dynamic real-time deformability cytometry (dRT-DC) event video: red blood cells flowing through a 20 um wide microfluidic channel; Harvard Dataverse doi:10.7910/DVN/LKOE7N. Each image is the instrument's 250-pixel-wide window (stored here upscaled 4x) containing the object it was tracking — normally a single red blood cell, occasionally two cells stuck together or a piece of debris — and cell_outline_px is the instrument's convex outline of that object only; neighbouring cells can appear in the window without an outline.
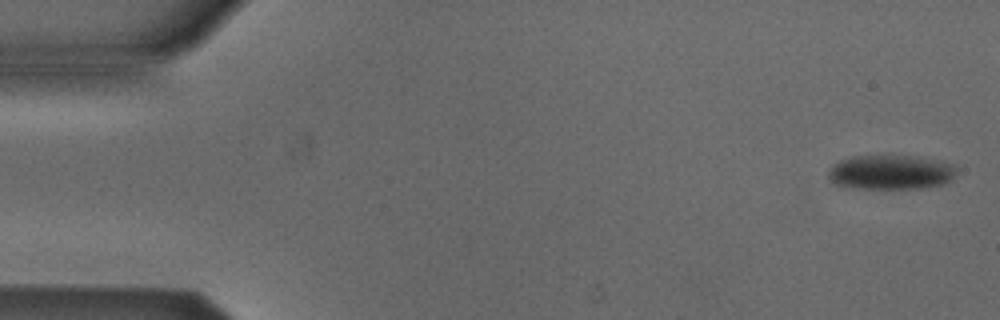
{"species": "Egyptian fruit bat (a non-hibernating species)", "species_latin": "Rousettus aegyptiacus", "temperature_condition": "cold", "stored_images_in_passage": 4, "camera_frame_rate_fps": 3000, "um_per_image_px": 0.085, "animal": {"sex": "male"}, "frame": {"image": 1, "passage_image": 1, "time_ms": 0.0, "image_size_px": [1000, 320], "cell_outline_px": [[956, 168], [952, 176], [948, 180], [940, 184], [920, 188], [860, 188], [836, 184], [828, 176], [828, 168], [832, 164], [840, 160], [852, 156], [920, 156], [940, 160], [952, 164]], "centroid_in_image_um": [75.68, 14.61], "position_along_channel_um": 9.3, "area_um2": 25.49}}
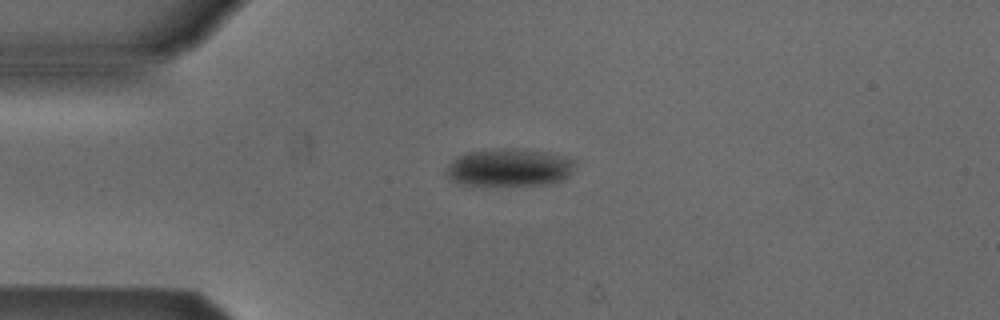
{"frame": {"image": 2, "passage_image": 4, "time_ms": 3.667, "image_size_px": [1000, 320], "cell_outline_px": [[576, 164], [572, 172], [564, 180], [544, 184], [464, 184], [452, 180], [444, 172], [448, 164], [460, 156], [468, 152], [500, 148], [520, 148], [548, 152], [564, 156], [576, 160]], "centroid_in_image_um": [43.34, 14.21], "position_along_channel_um": 41.7, "area_um2": 28.09}}